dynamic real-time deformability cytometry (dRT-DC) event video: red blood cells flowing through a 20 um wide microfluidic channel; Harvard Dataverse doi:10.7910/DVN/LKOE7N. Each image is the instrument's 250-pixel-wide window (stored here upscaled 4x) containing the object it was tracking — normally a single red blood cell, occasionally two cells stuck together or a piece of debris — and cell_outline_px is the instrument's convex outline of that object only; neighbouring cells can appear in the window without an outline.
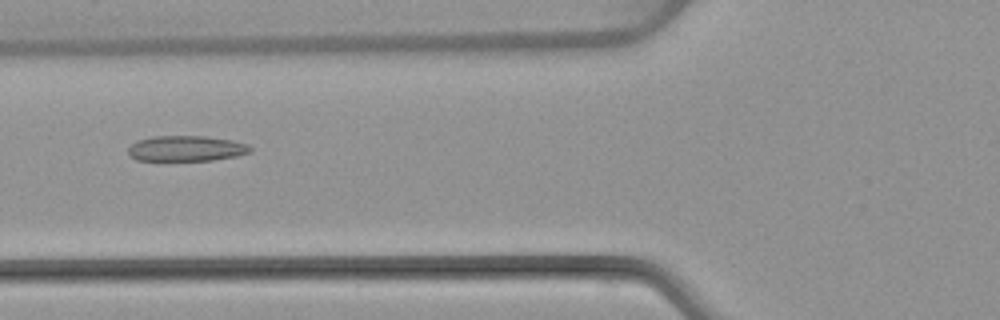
{"species": "common noctule bat (a hibernating species)", "species_latin": "Nyctalus noctula", "temperature_condition": "warm", "stored_images_in_passage": 4, "camera_frame_rate_fps": 3000, "um_per_image_px": 0.085, "animal": {"sex": "female", "body_mass_g": 22.7, "forearm_length_mm": 54.2}, "frame": {"image": 1, "passage_image": 4, "time_ms": 3.667, "image_size_px": [1000, 320], "cell_outline_px": [[252, 152], [236, 156], [212, 160], [164, 164], [136, 160], [128, 152], [128, 148], [132, 144], [140, 140], [152, 136], [204, 136], [232, 140], [248, 144], [252, 148]], "centroid_in_image_um": [15.79, 12.68], "position_along_channel_um": 110.0, "area_um2": 19.13}}